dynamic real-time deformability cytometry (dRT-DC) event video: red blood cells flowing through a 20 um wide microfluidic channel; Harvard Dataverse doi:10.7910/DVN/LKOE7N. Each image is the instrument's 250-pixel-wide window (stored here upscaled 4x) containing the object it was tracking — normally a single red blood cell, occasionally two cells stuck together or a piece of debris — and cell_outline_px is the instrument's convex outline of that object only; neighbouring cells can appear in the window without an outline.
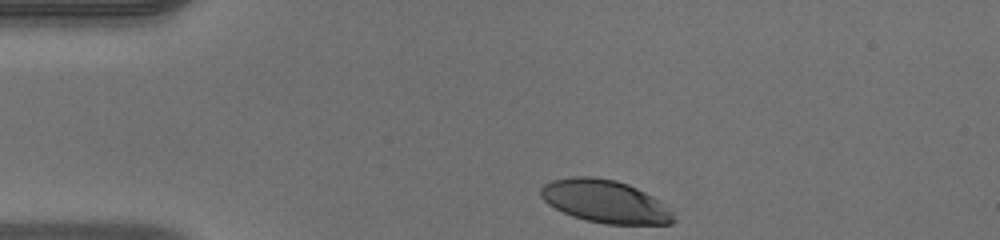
{"species": "human", "species_latin": "Homo sapiens", "temperature_condition": "warm", "stored_images_in_passage": 33, "camera_frame_rate_fps": 3000, "um_per_image_px": 0.085, "donor": {"sex": "male"}, "frame": {"image": 1, "passage_image": 1, "time_ms": 0.0, "image_size_px": [1000, 240], "cell_outline_px": [[676, 220], [672, 224], [604, 224], [572, 216], [548, 204], [540, 196], [540, 188], [544, 184], [552, 180], [572, 176], [592, 176], [616, 180], [628, 184], [660, 200], [664, 204]], "centroid_in_image_um": [51.42, 17.11], "position_along_channel_um": 33.6, "area_um2": 33.0}}
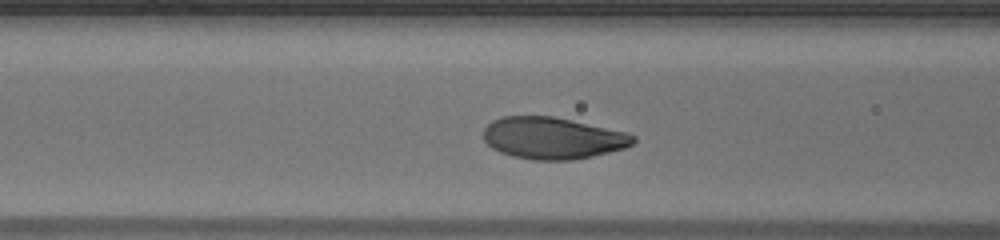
{"frame": {"image": 2, "passage_image": 11, "time_ms": 3.333, "image_size_px": [1000, 240], "cell_outline_px": [[636, 140], [632, 144], [624, 148], [592, 156], [572, 160], [532, 160], [512, 156], [500, 152], [492, 148], [484, 140], [484, 128], [492, 120], [504, 116], [552, 116], [572, 120], [624, 132], [636, 136]], "centroid_in_image_um": [46.95, 11.74], "position_along_channel_um": 119.7, "area_um2": 36.3}}
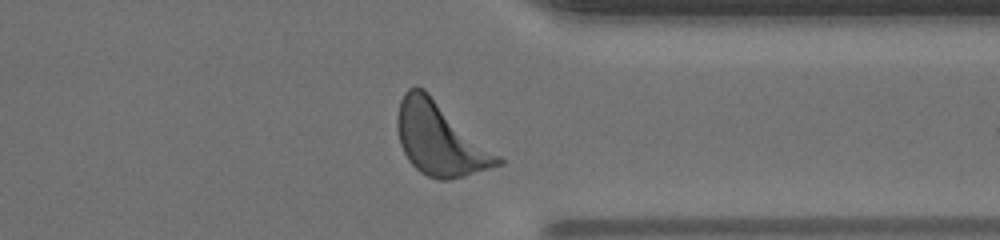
{"frame": {"image": 3, "passage_image": 30, "time_ms": 9.667, "image_size_px": [1000, 240], "cell_outline_px": [[504, 164], [464, 176], [448, 180], [436, 180], [420, 172], [408, 160], [400, 144], [396, 128], [396, 116], [400, 100], [404, 92], [408, 88], [416, 84], [424, 88], [500, 156], [504, 160]], "centroid_in_image_um": [37.37, 11.8], "position_along_channel_um": 374.0, "area_um2": 42.77}, "authors_computed_cell_mechanics": {"area_um2": 36.992, "velocity_mm_per_s": 4.0701, "shape_relaxation_time_tau1_ms": 0.9413, "shape_relaxation_time_tau2_ms": null, "deformation_change_tau1": 0.1057, "deformation_change_tau2": null}}